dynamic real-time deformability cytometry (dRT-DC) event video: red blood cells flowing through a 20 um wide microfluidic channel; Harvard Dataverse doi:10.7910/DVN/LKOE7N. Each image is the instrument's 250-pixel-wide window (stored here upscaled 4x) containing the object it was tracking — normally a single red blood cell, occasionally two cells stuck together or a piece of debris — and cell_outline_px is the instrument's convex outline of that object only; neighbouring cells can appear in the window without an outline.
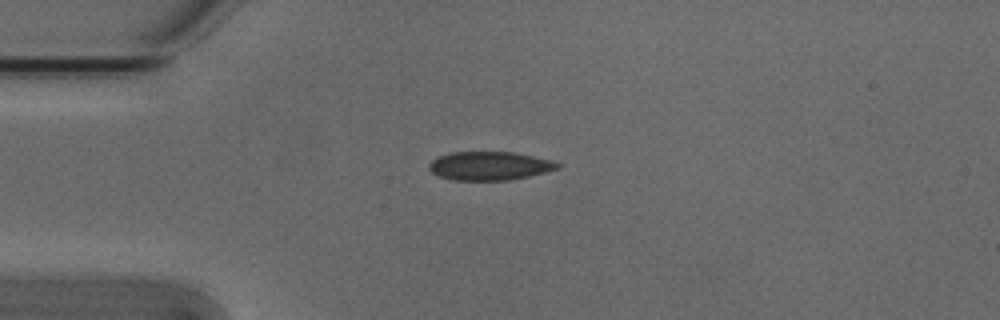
{"species": "Egyptian fruit bat (a non-hibernating species)", "species_latin": "Rousettus aegyptiacus", "temperature_condition": "cold", "stored_images_in_passage": 4, "camera_frame_rate_fps": 3000, "um_per_image_px": 0.085, "animal": {"sex": "male"}, "frame": {"image": 1, "passage_image": 1, "time_ms": 0.0, "image_size_px": [1000, 320], "cell_outline_px": [[560, 168], [528, 176], [508, 180], [452, 180], [440, 176], [432, 172], [428, 168], [428, 164], [432, 160], [440, 156], [452, 152], [512, 152], [552, 160], [560, 164]], "centroid_in_image_um": [41.6, 14.1], "position_along_channel_um": 43.4, "area_um2": 21.21}}
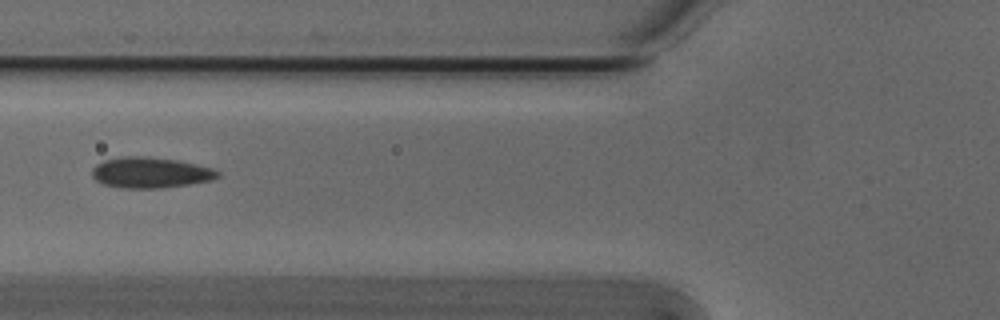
{"frame": {"image": 2, "passage_image": 3, "time_ms": 0.667, "image_size_px": [1000, 320], "cell_outline_px": [[220, 176], [212, 180], [188, 184], [160, 188], [120, 188], [104, 184], [96, 180], [92, 176], [92, 168], [96, 164], [104, 160], [124, 156], [148, 156], [180, 160], [212, 168], [220, 172]], "centroid_in_image_um": [12.79, 14.66], "position_along_channel_um": 113.0, "area_um2": 22.66}}
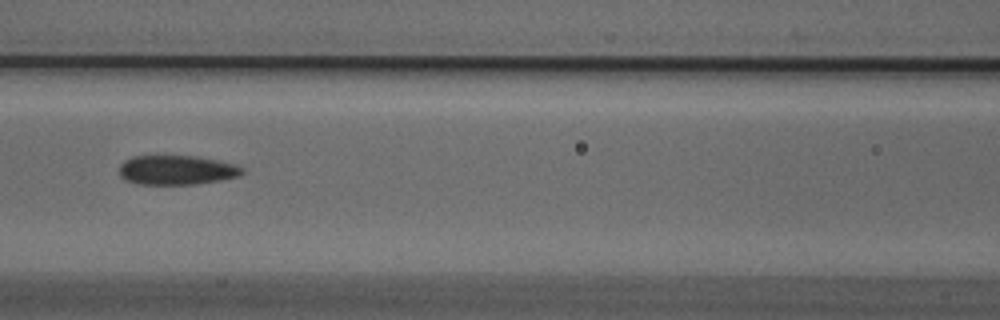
{"frame": {"image": 3, "passage_image": 4, "time_ms": 1.0, "image_size_px": [1000, 320], "cell_outline_px": [[244, 172], [240, 176], [220, 180], [196, 184], [136, 184], [124, 180], [120, 176], [120, 164], [124, 160], [132, 156], [196, 156], [236, 164], [244, 168]], "centroid_in_image_um": [15.01, 14.45], "position_along_channel_um": 151.6, "area_um2": 21.21}}